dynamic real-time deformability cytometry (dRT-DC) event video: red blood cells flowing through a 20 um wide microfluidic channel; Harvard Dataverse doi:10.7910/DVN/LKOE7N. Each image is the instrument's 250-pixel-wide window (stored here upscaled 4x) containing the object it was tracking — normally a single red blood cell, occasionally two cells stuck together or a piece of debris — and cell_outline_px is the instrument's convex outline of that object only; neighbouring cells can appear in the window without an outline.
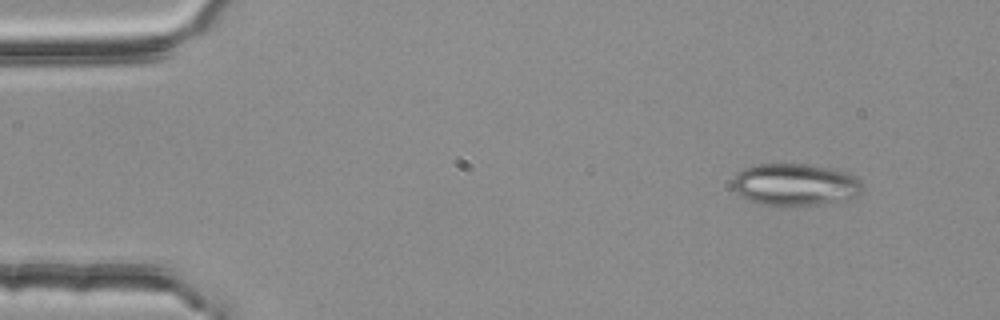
{"species": "common noctule bat (a hibernating species)", "species_latin": "Nyctalus noctula", "temperature_condition": "room temperature", "stored_images_in_passage": 4, "camera_frame_rate_fps": 3000, "um_per_image_px": 0.085, "animal": {"sex": "female", "body_mass_g": 25.1}, "frame": {"image": 1, "passage_image": 1, "time_ms": 0.0, "image_size_px": [1000, 320], "cell_outline_px": [[860, 192], [848, 200], [792, 208], [784, 208], [760, 204], [748, 200], [736, 192], [732, 188], [732, 180], [744, 168], [756, 164], [808, 164], [844, 172], [860, 180]], "centroid_in_image_um": [67.53, 15.74], "position_along_channel_um": 17.5, "area_um2": 32.14}}